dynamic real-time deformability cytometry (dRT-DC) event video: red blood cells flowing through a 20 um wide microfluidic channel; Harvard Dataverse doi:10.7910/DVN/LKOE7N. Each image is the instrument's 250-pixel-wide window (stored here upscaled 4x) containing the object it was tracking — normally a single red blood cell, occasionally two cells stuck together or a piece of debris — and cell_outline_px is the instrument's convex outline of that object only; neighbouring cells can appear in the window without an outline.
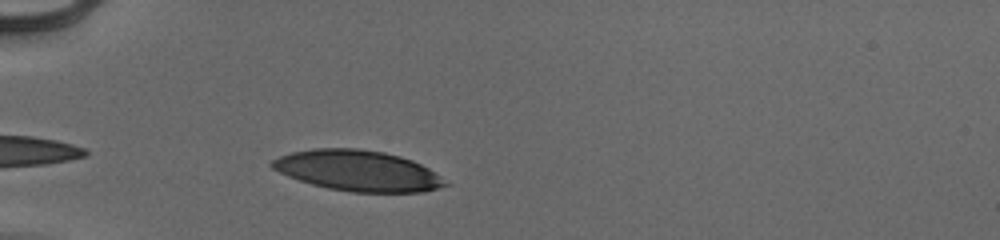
{"species": "human", "species_latin": "Homo sapiens", "temperature_condition": "cold", "stored_images_in_passage": 33, "camera_frame_rate_fps": 3000, "um_per_image_px": 0.085, "donor": {"sex": "male"}, "frame": {"image": 1, "passage_image": 3, "time_ms": 0.667, "image_size_px": [1000, 240], "cell_outline_px": [[452, 184], [424, 192], [352, 192], [328, 188], [312, 184], [288, 176], [272, 168], [268, 164], [272, 160], [280, 156], [292, 152], [312, 148], [360, 148], [384, 152], [400, 156], [412, 160], [436, 172]], "centroid_in_image_um": [30.45, 14.51], "position_along_channel_um": 54.5, "area_um2": 41.21}}
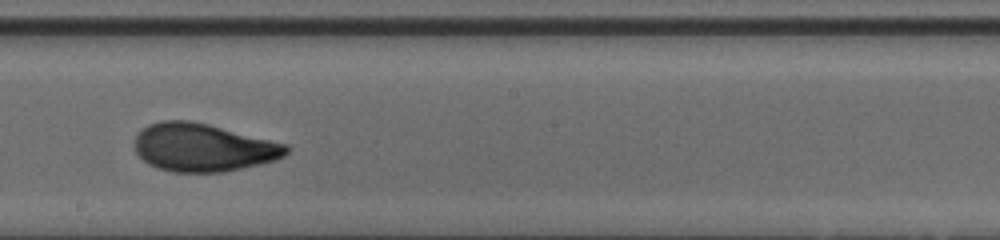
{"frame": {"image": 2, "passage_image": 18, "time_ms": 5.667, "image_size_px": [1000, 240], "cell_outline_px": [[288, 152], [284, 156], [276, 160], [260, 164], [224, 172], [172, 172], [156, 168], [148, 164], [136, 152], [136, 136], [148, 124], [160, 120], [188, 120], [208, 124], [288, 144]], "centroid_in_image_um": [17.28, 12.54], "position_along_channel_um": 230.9, "area_um2": 42.37}}
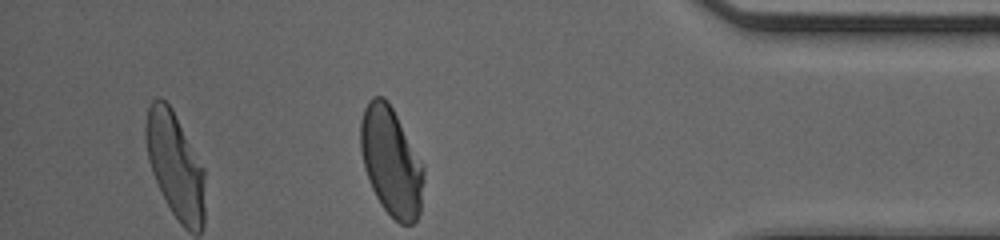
{"frame": {"image": 3, "passage_image": 33, "time_ms": 10.667, "image_size_px": [1000, 240], "cell_outline_px": [[424, 180], [420, 212], [416, 220], [412, 224], [400, 224], [380, 204], [372, 188], [364, 168], [360, 148], [360, 120], [364, 108], [368, 100], [372, 96], [384, 96], [388, 100], [424, 164]], "centroid_in_image_um": [33.25, 13.7], "position_along_channel_um": 402.0, "area_um2": 40.23}, "authors_computed_cell_mechanics": {"area_um2": 41.6738, "velocity_mm_per_s": 3.9526, "shape_relaxation_time_tau1_ms": 4.5402, "shape_relaxation_time_tau2_ms": 1.0321, "deformation_change_tau1": 0.1856, "deformation_change_tau2": 0.0648}}